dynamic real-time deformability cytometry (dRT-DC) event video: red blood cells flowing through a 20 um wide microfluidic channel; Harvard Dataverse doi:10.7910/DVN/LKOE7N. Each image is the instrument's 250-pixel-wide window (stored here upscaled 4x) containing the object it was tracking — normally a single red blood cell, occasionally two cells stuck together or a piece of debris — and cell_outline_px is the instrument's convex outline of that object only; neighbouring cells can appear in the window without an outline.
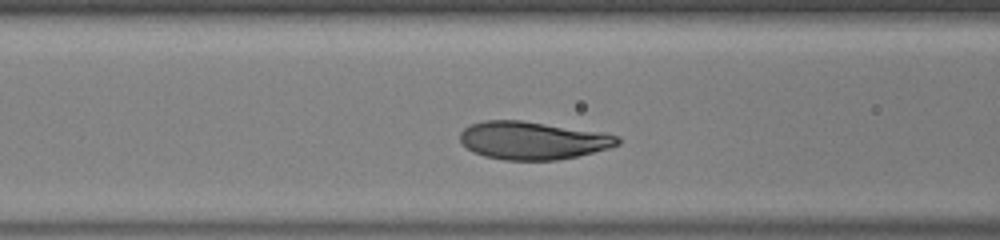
{"species": "human", "species_latin": "Homo sapiens", "temperature_condition": "warm", "stored_images_in_passage": 30, "camera_frame_rate_fps": 3000, "um_per_image_px": 0.085, "donor": {"sex": "male"}, "frame": {"image": 1, "passage_image": 10, "time_ms": 3.0, "image_size_px": [1000, 240], "cell_outline_px": [[620, 144], [608, 148], [560, 160], [504, 160], [484, 156], [472, 152], [460, 140], [460, 132], [468, 124], [484, 120], [520, 120], [604, 132], [620, 136]], "centroid_in_image_um": [45.27, 11.93], "position_along_channel_um": 121.3, "area_um2": 34.97}}
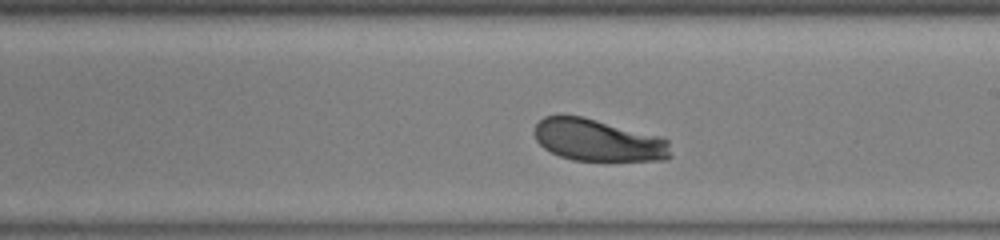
{"frame": {"image": 2, "passage_image": 18, "time_ms": 5.667, "image_size_px": [1000, 240], "cell_outline_px": [[672, 156], [668, 160], [572, 160], [560, 156], [544, 148], [536, 140], [536, 124], [544, 116], [580, 116], [660, 136], [668, 140]], "centroid_in_image_um": [50.88, 11.93], "position_along_channel_um": 238.1, "area_um2": 32.95}}
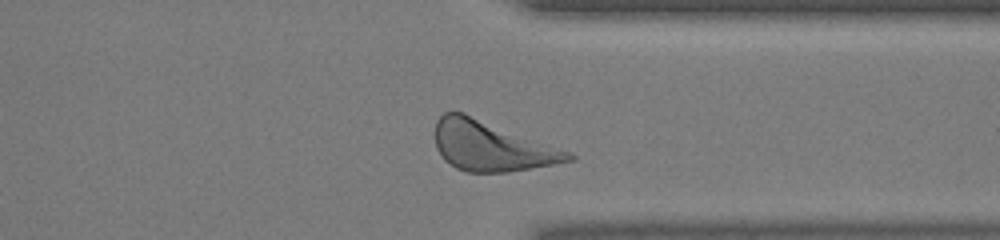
{"frame": {"image": 3, "passage_image": 27, "time_ms": 8.667, "image_size_px": [1000, 240], "cell_outline_px": [[576, 160], [508, 172], [468, 172], [456, 168], [444, 160], [436, 148], [436, 120], [444, 112], [464, 112], [572, 152], [576, 156]], "centroid_in_image_um": [41.79, 12.41], "position_along_channel_um": 369.6, "area_um2": 38.78}}